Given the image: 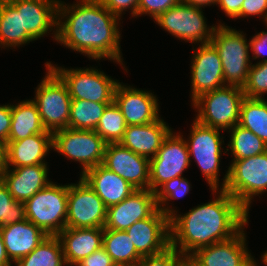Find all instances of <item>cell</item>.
<instances>
[{
    "mask_svg": "<svg viewBox=\"0 0 267 266\" xmlns=\"http://www.w3.org/2000/svg\"><path fill=\"white\" fill-rule=\"evenodd\" d=\"M70 6L59 1L55 40L93 59L110 58L122 64L117 28L119 16L99 0H81ZM59 16L67 19L62 22Z\"/></svg>",
    "mask_w": 267,
    "mask_h": 266,
    "instance_id": "1",
    "label": "cell"
},
{
    "mask_svg": "<svg viewBox=\"0 0 267 266\" xmlns=\"http://www.w3.org/2000/svg\"><path fill=\"white\" fill-rule=\"evenodd\" d=\"M248 213L221 189L217 199L191 209L184 216L175 214L170 218V245L180 254L190 256V251L194 253L235 236L248 223Z\"/></svg>",
    "mask_w": 267,
    "mask_h": 266,
    "instance_id": "2",
    "label": "cell"
},
{
    "mask_svg": "<svg viewBox=\"0 0 267 266\" xmlns=\"http://www.w3.org/2000/svg\"><path fill=\"white\" fill-rule=\"evenodd\" d=\"M68 185L50 182L25 202L26 219L48 236H57L66 228Z\"/></svg>",
    "mask_w": 267,
    "mask_h": 266,
    "instance_id": "3",
    "label": "cell"
},
{
    "mask_svg": "<svg viewBox=\"0 0 267 266\" xmlns=\"http://www.w3.org/2000/svg\"><path fill=\"white\" fill-rule=\"evenodd\" d=\"M222 188L248 212L253 195L267 191V151L234 160L227 170Z\"/></svg>",
    "mask_w": 267,
    "mask_h": 266,
    "instance_id": "4",
    "label": "cell"
},
{
    "mask_svg": "<svg viewBox=\"0 0 267 266\" xmlns=\"http://www.w3.org/2000/svg\"><path fill=\"white\" fill-rule=\"evenodd\" d=\"M244 98L242 87L233 85L204 93L193 101L199 113L195 120L215 129H231L239 122Z\"/></svg>",
    "mask_w": 267,
    "mask_h": 266,
    "instance_id": "5",
    "label": "cell"
},
{
    "mask_svg": "<svg viewBox=\"0 0 267 266\" xmlns=\"http://www.w3.org/2000/svg\"><path fill=\"white\" fill-rule=\"evenodd\" d=\"M211 43L217 49L222 62L224 82H227V85L243 87L251 66L249 43L247 44L245 36L242 32L219 24L217 29L215 28Z\"/></svg>",
    "mask_w": 267,
    "mask_h": 266,
    "instance_id": "6",
    "label": "cell"
},
{
    "mask_svg": "<svg viewBox=\"0 0 267 266\" xmlns=\"http://www.w3.org/2000/svg\"><path fill=\"white\" fill-rule=\"evenodd\" d=\"M47 75L36 90L35 100L41 122L47 131L55 132L68 127L70 104L67 85L46 65Z\"/></svg>",
    "mask_w": 267,
    "mask_h": 266,
    "instance_id": "7",
    "label": "cell"
},
{
    "mask_svg": "<svg viewBox=\"0 0 267 266\" xmlns=\"http://www.w3.org/2000/svg\"><path fill=\"white\" fill-rule=\"evenodd\" d=\"M53 149L67 158L79 161L86 170L101 165L107 143L95 130L65 128L52 133Z\"/></svg>",
    "mask_w": 267,
    "mask_h": 266,
    "instance_id": "8",
    "label": "cell"
},
{
    "mask_svg": "<svg viewBox=\"0 0 267 266\" xmlns=\"http://www.w3.org/2000/svg\"><path fill=\"white\" fill-rule=\"evenodd\" d=\"M67 85L72 100L113 103L118 81L94 68L65 69L46 63Z\"/></svg>",
    "mask_w": 267,
    "mask_h": 266,
    "instance_id": "9",
    "label": "cell"
},
{
    "mask_svg": "<svg viewBox=\"0 0 267 266\" xmlns=\"http://www.w3.org/2000/svg\"><path fill=\"white\" fill-rule=\"evenodd\" d=\"M78 184H68L66 228H104L107 207L80 177Z\"/></svg>",
    "mask_w": 267,
    "mask_h": 266,
    "instance_id": "10",
    "label": "cell"
},
{
    "mask_svg": "<svg viewBox=\"0 0 267 266\" xmlns=\"http://www.w3.org/2000/svg\"><path fill=\"white\" fill-rule=\"evenodd\" d=\"M201 10V7L180 2L163 12L155 21L170 34L181 40L192 43L201 42V44L210 43L217 27L207 28Z\"/></svg>",
    "mask_w": 267,
    "mask_h": 266,
    "instance_id": "11",
    "label": "cell"
},
{
    "mask_svg": "<svg viewBox=\"0 0 267 266\" xmlns=\"http://www.w3.org/2000/svg\"><path fill=\"white\" fill-rule=\"evenodd\" d=\"M190 140L186 142L190 157L193 155L211 189L218 188V173L221 156L219 129L208 127L194 120Z\"/></svg>",
    "mask_w": 267,
    "mask_h": 266,
    "instance_id": "12",
    "label": "cell"
},
{
    "mask_svg": "<svg viewBox=\"0 0 267 266\" xmlns=\"http://www.w3.org/2000/svg\"><path fill=\"white\" fill-rule=\"evenodd\" d=\"M190 159L186 141L171 131L157 155L149 159L150 190L155 192L166 181L180 177L189 166Z\"/></svg>",
    "mask_w": 267,
    "mask_h": 266,
    "instance_id": "13",
    "label": "cell"
},
{
    "mask_svg": "<svg viewBox=\"0 0 267 266\" xmlns=\"http://www.w3.org/2000/svg\"><path fill=\"white\" fill-rule=\"evenodd\" d=\"M135 189H150L149 159L132 152L120 143L106 145L102 163Z\"/></svg>",
    "mask_w": 267,
    "mask_h": 266,
    "instance_id": "14",
    "label": "cell"
},
{
    "mask_svg": "<svg viewBox=\"0 0 267 266\" xmlns=\"http://www.w3.org/2000/svg\"><path fill=\"white\" fill-rule=\"evenodd\" d=\"M126 232L142 257L158 254L170 246V218L159 209L147 219L135 222Z\"/></svg>",
    "mask_w": 267,
    "mask_h": 266,
    "instance_id": "15",
    "label": "cell"
},
{
    "mask_svg": "<svg viewBox=\"0 0 267 266\" xmlns=\"http://www.w3.org/2000/svg\"><path fill=\"white\" fill-rule=\"evenodd\" d=\"M241 229L232 238L190 252L197 266H254V259L247 251L245 233Z\"/></svg>",
    "mask_w": 267,
    "mask_h": 266,
    "instance_id": "16",
    "label": "cell"
},
{
    "mask_svg": "<svg viewBox=\"0 0 267 266\" xmlns=\"http://www.w3.org/2000/svg\"><path fill=\"white\" fill-rule=\"evenodd\" d=\"M157 209L155 192L136 189L122 202L107 208L104 229L126 231L135 222L150 217Z\"/></svg>",
    "mask_w": 267,
    "mask_h": 266,
    "instance_id": "17",
    "label": "cell"
},
{
    "mask_svg": "<svg viewBox=\"0 0 267 266\" xmlns=\"http://www.w3.org/2000/svg\"><path fill=\"white\" fill-rule=\"evenodd\" d=\"M193 58L191 66L192 102L200 95L226 84L219 53L211 42L199 45Z\"/></svg>",
    "mask_w": 267,
    "mask_h": 266,
    "instance_id": "18",
    "label": "cell"
},
{
    "mask_svg": "<svg viewBox=\"0 0 267 266\" xmlns=\"http://www.w3.org/2000/svg\"><path fill=\"white\" fill-rule=\"evenodd\" d=\"M114 102L120 108L127 125H144L159 119L158 102L148 91L118 83Z\"/></svg>",
    "mask_w": 267,
    "mask_h": 266,
    "instance_id": "19",
    "label": "cell"
},
{
    "mask_svg": "<svg viewBox=\"0 0 267 266\" xmlns=\"http://www.w3.org/2000/svg\"><path fill=\"white\" fill-rule=\"evenodd\" d=\"M21 13L22 31L34 40L57 28L59 0H8Z\"/></svg>",
    "mask_w": 267,
    "mask_h": 266,
    "instance_id": "20",
    "label": "cell"
},
{
    "mask_svg": "<svg viewBox=\"0 0 267 266\" xmlns=\"http://www.w3.org/2000/svg\"><path fill=\"white\" fill-rule=\"evenodd\" d=\"M12 170L7 168L0 180L16 201L25 203L50 183L47 179V164L22 166Z\"/></svg>",
    "mask_w": 267,
    "mask_h": 266,
    "instance_id": "21",
    "label": "cell"
},
{
    "mask_svg": "<svg viewBox=\"0 0 267 266\" xmlns=\"http://www.w3.org/2000/svg\"><path fill=\"white\" fill-rule=\"evenodd\" d=\"M171 131L160 118L144 125H128L119 143L132 152L150 159L157 155L163 141Z\"/></svg>",
    "mask_w": 267,
    "mask_h": 266,
    "instance_id": "22",
    "label": "cell"
},
{
    "mask_svg": "<svg viewBox=\"0 0 267 266\" xmlns=\"http://www.w3.org/2000/svg\"><path fill=\"white\" fill-rule=\"evenodd\" d=\"M104 228H65L59 238L66 265L76 266L103 245Z\"/></svg>",
    "mask_w": 267,
    "mask_h": 266,
    "instance_id": "23",
    "label": "cell"
},
{
    "mask_svg": "<svg viewBox=\"0 0 267 266\" xmlns=\"http://www.w3.org/2000/svg\"><path fill=\"white\" fill-rule=\"evenodd\" d=\"M81 178L102 199L107 208L122 202L136 190L102 164L86 170L81 174Z\"/></svg>",
    "mask_w": 267,
    "mask_h": 266,
    "instance_id": "24",
    "label": "cell"
},
{
    "mask_svg": "<svg viewBox=\"0 0 267 266\" xmlns=\"http://www.w3.org/2000/svg\"><path fill=\"white\" fill-rule=\"evenodd\" d=\"M0 230L7 256L14 263L31 253L48 236L27 219L0 227Z\"/></svg>",
    "mask_w": 267,
    "mask_h": 266,
    "instance_id": "25",
    "label": "cell"
},
{
    "mask_svg": "<svg viewBox=\"0 0 267 266\" xmlns=\"http://www.w3.org/2000/svg\"><path fill=\"white\" fill-rule=\"evenodd\" d=\"M52 145V132L34 134L22 140L7 142V165L14 168L46 164L43 158Z\"/></svg>",
    "mask_w": 267,
    "mask_h": 266,
    "instance_id": "26",
    "label": "cell"
},
{
    "mask_svg": "<svg viewBox=\"0 0 267 266\" xmlns=\"http://www.w3.org/2000/svg\"><path fill=\"white\" fill-rule=\"evenodd\" d=\"M11 126L8 141L25 139L34 134L44 133L37 105L32 100L11 106Z\"/></svg>",
    "mask_w": 267,
    "mask_h": 266,
    "instance_id": "27",
    "label": "cell"
},
{
    "mask_svg": "<svg viewBox=\"0 0 267 266\" xmlns=\"http://www.w3.org/2000/svg\"><path fill=\"white\" fill-rule=\"evenodd\" d=\"M102 247L116 266H136L143 258L126 231L104 229Z\"/></svg>",
    "mask_w": 267,
    "mask_h": 266,
    "instance_id": "28",
    "label": "cell"
},
{
    "mask_svg": "<svg viewBox=\"0 0 267 266\" xmlns=\"http://www.w3.org/2000/svg\"><path fill=\"white\" fill-rule=\"evenodd\" d=\"M34 39L22 31L21 13L8 1L0 0V44L15 47Z\"/></svg>",
    "mask_w": 267,
    "mask_h": 266,
    "instance_id": "29",
    "label": "cell"
},
{
    "mask_svg": "<svg viewBox=\"0 0 267 266\" xmlns=\"http://www.w3.org/2000/svg\"><path fill=\"white\" fill-rule=\"evenodd\" d=\"M238 125L250 130L267 145V101L245 97L240 108Z\"/></svg>",
    "mask_w": 267,
    "mask_h": 266,
    "instance_id": "30",
    "label": "cell"
},
{
    "mask_svg": "<svg viewBox=\"0 0 267 266\" xmlns=\"http://www.w3.org/2000/svg\"><path fill=\"white\" fill-rule=\"evenodd\" d=\"M16 266L65 265L62 245L57 236H47L31 253L16 262Z\"/></svg>",
    "mask_w": 267,
    "mask_h": 266,
    "instance_id": "31",
    "label": "cell"
},
{
    "mask_svg": "<svg viewBox=\"0 0 267 266\" xmlns=\"http://www.w3.org/2000/svg\"><path fill=\"white\" fill-rule=\"evenodd\" d=\"M111 103L71 100L68 128L95 130L106 107Z\"/></svg>",
    "mask_w": 267,
    "mask_h": 266,
    "instance_id": "32",
    "label": "cell"
},
{
    "mask_svg": "<svg viewBox=\"0 0 267 266\" xmlns=\"http://www.w3.org/2000/svg\"><path fill=\"white\" fill-rule=\"evenodd\" d=\"M230 142L228 144L234 156L233 160H242L267 151V145L262 139L248 129L235 125L230 129Z\"/></svg>",
    "mask_w": 267,
    "mask_h": 266,
    "instance_id": "33",
    "label": "cell"
},
{
    "mask_svg": "<svg viewBox=\"0 0 267 266\" xmlns=\"http://www.w3.org/2000/svg\"><path fill=\"white\" fill-rule=\"evenodd\" d=\"M127 126L120 108L113 102L104 110L95 131L107 144L119 143Z\"/></svg>",
    "mask_w": 267,
    "mask_h": 266,
    "instance_id": "34",
    "label": "cell"
},
{
    "mask_svg": "<svg viewBox=\"0 0 267 266\" xmlns=\"http://www.w3.org/2000/svg\"><path fill=\"white\" fill-rule=\"evenodd\" d=\"M159 189L160 191H158ZM158 190L155 191V198L158 209L162 211L167 217L171 218L176 214L175 210H171L170 207H163L165 206L164 203L166 204V202L170 199L181 198L182 196L186 195V193L188 194L190 190V183L182 176H180L166 181L161 185V188H158Z\"/></svg>",
    "mask_w": 267,
    "mask_h": 266,
    "instance_id": "35",
    "label": "cell"
},
{
    "mask_svg": "<svg viewBox=\"0 0 267 266\" xmlns=\"http://www.w3.org/2000/svg\"><path fill=\"white\" fill-rule=\"evenodd\" d=\"M26 219L25 203L16 201L0 180V227Z\"/></svg>",
    "mask_w": 267,
    "mask_h": 266,
    "instance_id": "36",
    "label": "cell"
},
{
    "mask_svg": "<svg viewBox=\"0 0 267 266\" xmlns=\"http://www.w3.org/2000/svg\"><path fill=\"white\" fill-rule=\"evenodd\" d=\"M245 97L262 99L267 93V59L250 66L248 79L242 87Z\"/></svg>",
    "mask_w": 267,
    "mask_h": 266,
    "instance_id": "37",
    "label": "cell"
},
{
    "mask_svg": "<svg viewBox=\"0 0 267 266\" xmlns=\"http://www.w3.org/2000/svg\"><path fill=\"white\" fill-rule=\"evenodd\" d=\"M185 257L170 245L158 254L143 257L136 266H177Z\"/></svg>",
    "mask_w": 267,
    "mask_h": 266,
    "instance_id": "38",
    "label": "cell"
},
{
    "mask_svg": "<svg viewBox=\"0 0 267 266\" xmlns=\"http://www.w3.org/2000/svg\"><path fill=\"white\" fill-rule=\"evenodd\" d=\"M180 2L181 0H139L137 15L149 14L156 20L163 12Z\"/></svg>",
    "mask_w": 267,
    "mask_h": 266,
    "instance_id": "39",
    "label": "cell"
},
{
    "mask_svg": "<svg viewBox=\"0 0 267 266\" xmlns=\"http://www.w3.org/2000/svg\"><path fill=\"white\" fill-rule=\"evenodd\" d=\"M111 13L120 17L126 9H132V16H137L139 0H99Z\"/></svg>",
    "mask_w": 267,
    "mask_h": 266,
    "instance_id": "40",
    "label": "cell"
},
{
    "mask_svg": "<svg viewBox=\"0 0 267 266\" xmlns=\"http://www.w3.org/2000/svg\"><path fill=\"white\" fill-rule=\"evenodd\" d=\"M76 266H116L112 258L108 255L106 250L101 247L100 249L94 251L89 256L84 258Z\"/></svg>",
    "mask_w": 267,
    "mask_h": 266,
    "instance_id": "41",
    "label": "cell"
},
{
    "mask_svg": "<svg viewBox=\"0 0 267 266\" xmlns=\"http://www.w3.org/2000/svg\"><path fill=\"white\" fill-rule=\"evenodd\" d=\"M249 15H263V17L266 19L267 0H244L241 7V12L237 18L246 17Z\"/></svg>",
    "mask_w": 267,
    "mask_h": 266,
    "instance_id": "42",
    "label": "cell"
},
{
    "mask_svg": "<svg viewBox=\"0 0 267 266\" xmlns=\"http://www.w3.org/2000/svg\"><path fill=\"white\" fill-rule=\"evenodd\" d=\"M11 118V105L0 106V141L2 142H8Z\"/></svg>",
    "mask_w": 267,
    "mask_h": 266,
    "instance_id": "43",
    "label": "cell"
},
{
    "mask_svg": "<svg viewBox=\"0 0 267 266\" xmlns=\"http://www.w3.org/2000/svg\"><path fill=\"white\" fill-rule=\"evenodd\" d=\"M249 47L253 52V59H257L260 56L267 54V32H260L256 36H253L249 42Z\"/></svg>",
    "mask_w": 267,
    "mask_h": 266,
    "instance_id": "44",
    "label": "cell"
},
{
    "mask_svg": "<svg viewBox=\"0 0 267 266\" xmlns=\"http://www.w3.org/2000/svg\"><path fill=\"white\" fill-rule=\"evenodd\" d=\"M244 0H217L216 4L231 18H237Z\"/></svg>",
    "mask_w": 267,
    "mask_h": 266,
    "instance_id": "45",
    "label": "cell"
},
{
    "mask_svg": "<svg viewBox=\"0 0 267 266\" xmlns=\"http://www.w3.org/2000/svg\"><path fill=\"white\" fill-rule=\"evenodd\" d=\"M7 168V143L0 141V178Z\"/></svg>",
    "mask_w": 267,
    "mask_h": 266,
    "instance_id": "46",
    "label": "cell"
},
{
    "mask_svg": "<svg viewBox=\"0 0 267 266\" xmlns=\"http://www.w3.org/2000/svg\"><path fill=\"white\" fill-rule=\"evenodd\" d=\"M11 265L12 264L7 256L4 241H3V236L0 230V266H11Z\"/></svg>",
    "mask_w": 267,
    "mask_h": 266,
    "instance_id": "47",
    "label": "cell"
},
{
    "mask_svg": "<svg viewBox=\"0 0 267 266\" xmlns=\"http://www.w3.org/2000/svg\"><path fill=\"white\" fill-rule=\"evenodd\" d=\"M181 2L192 6L203 7L205 5L216 4L217 0H181Z\"/></svg>",
    "mask_w": 267,
    "mask_h": 266,
    "instance_id": "48",
    "label": "cell"
},
{
    "mask_svg": "<svg viewBox=\"0 0 267 266\" xmlns=\"http://www.w3.org/2000/svg\"><path fill=\"white\" fill-rule=\"evenodd\" d=\"M177 266H195V262L189 256H186Z\"/></svg>",
    "mask_w": 267,
    "mask_h": 266,
    "instance_id": "49",
    "label": "cell"
},
{
    "mask_svg": "<svg viewBox=\"0 0 267 266\" xmlns=\"http://www.w3.org/2000/svg\"><path fill=\"white\" fill-rule=\"evenodd\" d=\"M262 257L263 263L267 266V251L262 255Z\"/></svg>",
    "mask_w": 267,
    "mask_h": 266,
    "instance_id": "50",
    "label": "cell"
}]
</instances>
